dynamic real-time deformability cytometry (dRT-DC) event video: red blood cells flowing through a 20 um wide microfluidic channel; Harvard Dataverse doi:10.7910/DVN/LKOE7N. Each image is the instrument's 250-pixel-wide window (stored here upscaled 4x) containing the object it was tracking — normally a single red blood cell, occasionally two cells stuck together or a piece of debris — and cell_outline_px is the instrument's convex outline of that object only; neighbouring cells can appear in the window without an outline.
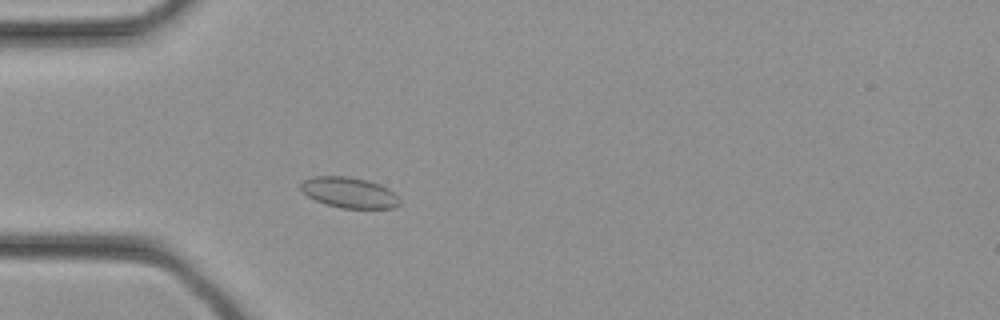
{"species": "common noctule bat (a hibernating species)", "species_latin": "Nyctalus noctula", "temperature_condition": "cold", "stored_images_in_passage": 31, "camera_frame_rate_fps": 3000, "um_per_image_px": 0.085, "animal": {"sex": "female", "body_mass_g": 21.9}, "frame": {"image": 1, "passage_image": 7, "time_ms": 2.0, "image_size_px": [1000, 320], "cell_outline_px": [[400, 204], [396, 208], [340, 208], [324, 204], [300, 192], [300, 184], [304, 180], [312, 176], [348, 176], [368, 180], [380, 184], [396, 192], [400, 200]], "centroid_in_image_um": [29.69, 16.37], "position_along_channel_um": 55.3, "area_um2": 18.03}}
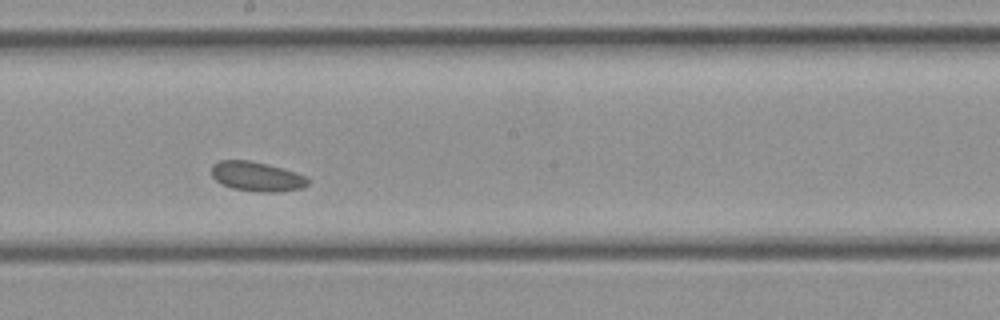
{"frame": {"image": 2, "passage_image": 16, "time_ms": 5.0, "image_size_px": [1000, 320], "cell_outline_px": [[308, 184], [300, 188], [276, 192], [260, 192], [232, 188], [220, 184], [212, 176], [212, 164], [220, 160], [252, 160], [268, 164], [296, 172], [308, 176]], "centroid_in_image_um": [21.81, 14.99], "position_along_channel_um": 226.4, "area_um2": 16.7}}
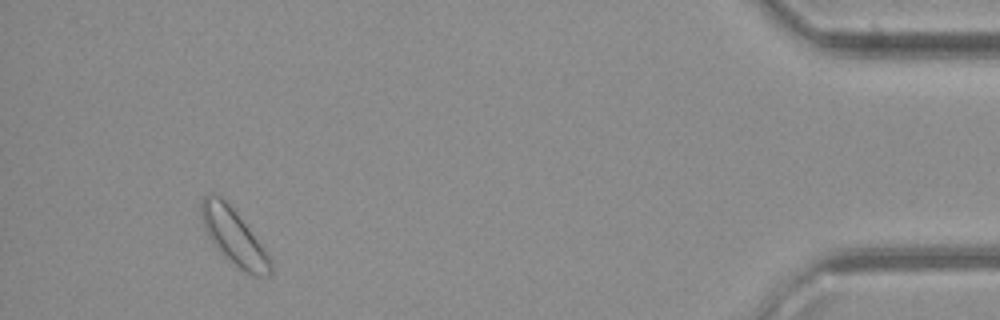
{"frame": {"image": 3, "passage_image": 29, "time_ms": 9.333, "image_size_px": [1000, 320], "cell_outline_px": [[272, 272], [268, 276], [252, 276], [244, 272], [224, 256], [216, 248], [204, 232], [200, 216], [200, 204], [204, 196], [208, 192], [220, 196], [236, 212], [260, 244], [268, 256], [272, 264]], "centroid_in_image_um": [19.81, 20.12], "position_along_channel_um": 415.4, "area_um2": 22.37}}